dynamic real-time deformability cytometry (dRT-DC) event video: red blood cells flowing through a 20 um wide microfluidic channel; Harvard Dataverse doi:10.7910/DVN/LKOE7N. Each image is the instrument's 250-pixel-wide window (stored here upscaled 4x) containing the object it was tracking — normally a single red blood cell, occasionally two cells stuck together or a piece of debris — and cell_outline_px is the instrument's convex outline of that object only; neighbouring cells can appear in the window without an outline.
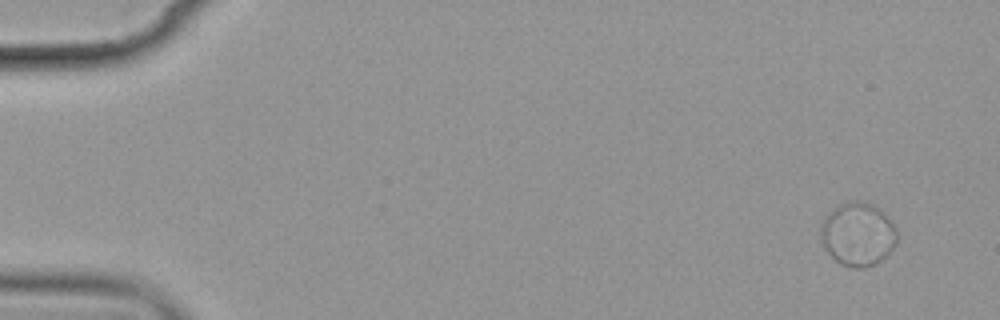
{"species": "common noctule bat (a hibernating species)", "species_latin": "Nyctalus noctula", "temperature_condition": "cold", "stored_images_in_passage": 6, "camera_frame_rate_fps": 3000, "um_per_image_px": 0.085, "animal": {"sex": "female", "body_mass_g": 19.9}, "frame": {"image": 1, "passage_image": 1, "time_ms": 0.0, "image_size_px": [1000, 320], "cell_outline_px": [[896, 244], [876, 264], [864, 268], [856, 268], [840, 264], [824, 248], [820, 240], [820, 224], [828, 212], [840, 204], [856, 200], [872, 204], [896, 228]], "centroid_in_image_um": [72.86, 19.92], "position_along_channel_um": 12.1, "area_um2": 27.86}}